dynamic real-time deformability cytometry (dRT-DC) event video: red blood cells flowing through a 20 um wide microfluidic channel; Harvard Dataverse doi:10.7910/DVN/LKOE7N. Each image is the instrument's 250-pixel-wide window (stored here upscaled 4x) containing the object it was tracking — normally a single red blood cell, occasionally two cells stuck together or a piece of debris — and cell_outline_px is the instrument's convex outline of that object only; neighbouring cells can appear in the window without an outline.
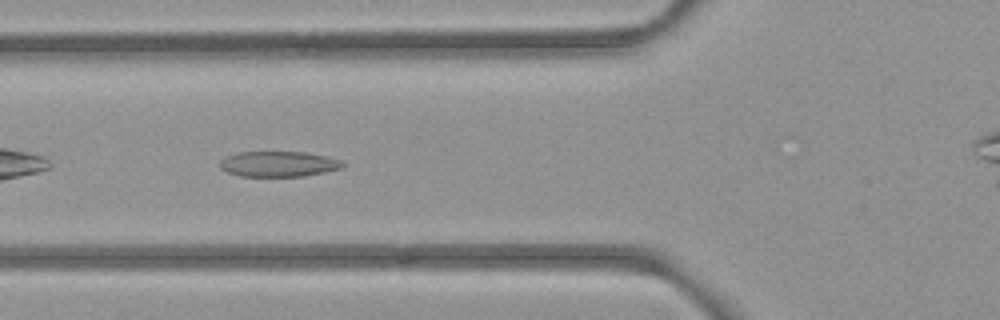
{"species": "common noctule bat (a hibernating species)", "species_latin": "Nyctalus noctula", "temperature_condition": "room temperature", "stored_images_in_passage": 36, "camera_frame_rate_fps": 3000, "um_per_image_px": 0.085, "animal": {"sex": "female", "body_mass_g": 21.9}, "frame": {"image": 1, "passage_image": 11, "time_ms": 3.333, "image_size_px": [1000, 320], "cell_outline_px": [[344, 164], [340, 168], [324, 172], [304, 176], [240, 176], [228, 172], [220, 168], [220, 160], [224, 156], [236, 152], [304, 152], [328, 156], [340, 160]], "centroid_in_image_um": [23.63, 13.93], "position_along_channel_um": 102.2, "area_um2": 18.21}}
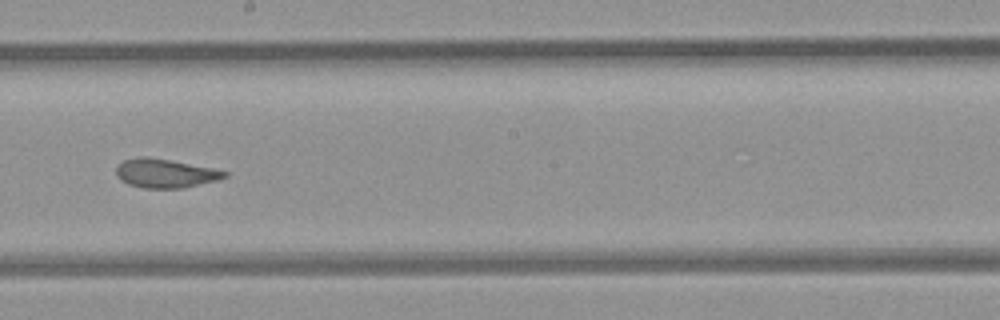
{"frame": {"image": 2, "passage_image": 21, "time_ms": 6.667, "image_size_px": [1000, 320], "cell_outline_px": [[228, 176], [216, 180], [180, 188], [144, 188], [128, 184], [120, 180], [116, 176], [116, 164], [124, 160], [140, 156], [148, 156], [212, 168], [228, 172]], "centroid_in_image_um": [13.98, 14.72], "position_along_channel_um": 234.2, "area_um2": 18.15}}
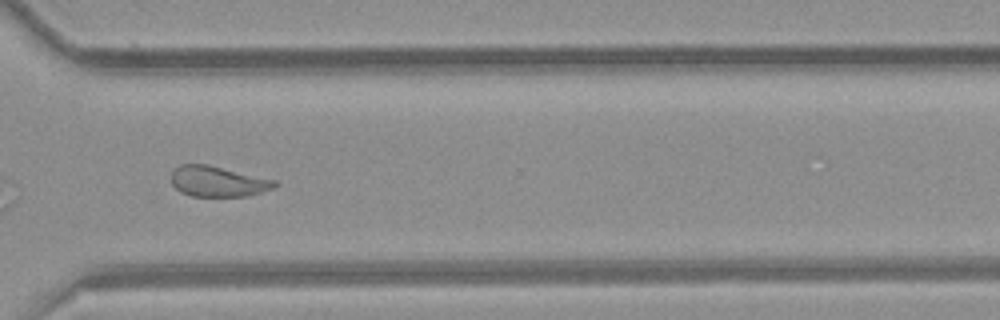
{"frame": {"image": 3, "passage_image": 30, "time_ms": 9.667, "image_size_px": [1000, 320], "cell_outline_px": [[280, 184], [272, 188], [260, 192], [244, 196], [192, 196], [180, 192], [172, 184], [172, 172], [180, 164], [208, 164], [276, 180]], "centroid_in_image_um": [18.52, 15.41], "position_along_channel_um": 352.1, "area_um2": 18.32}, "authors_computed_cell_mechanics": {"area_um2": 18.6405, "velocity_mm_per_s": 3.9412, "shape_relaxation_time_tau1_ms": null, "shape_relaxation_time_tau2_ms": 2.095, "deformation_change_tau1": null, "deformation_change_tau2": 0.0876}}